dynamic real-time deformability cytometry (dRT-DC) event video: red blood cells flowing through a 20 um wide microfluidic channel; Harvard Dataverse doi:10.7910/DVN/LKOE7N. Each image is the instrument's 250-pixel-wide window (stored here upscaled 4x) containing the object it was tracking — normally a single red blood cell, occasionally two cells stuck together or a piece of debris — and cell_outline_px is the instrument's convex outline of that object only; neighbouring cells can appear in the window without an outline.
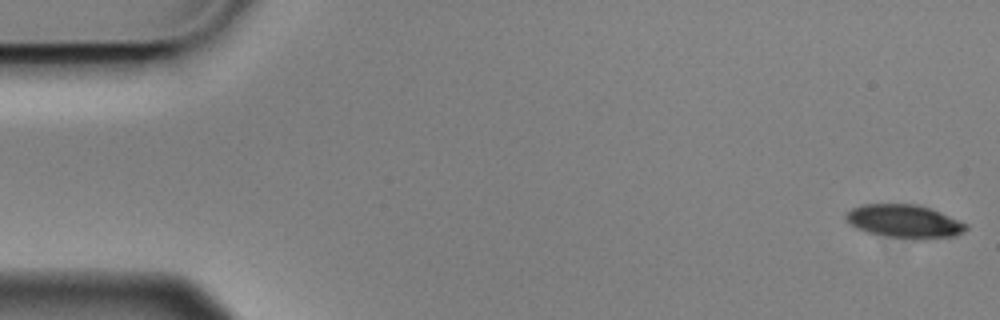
{"species": "Egyptian fruit bat (a non-hibernating species)", "species_latin": "Rousettus aegyptiacus", "temperature_condition": "cold", "stored_images_in_passage": 5, "camera_frame_rate_fps": 3000, "um_per_image_px": 0.085, "animal": {"sex": "male"}, "frame": {"image": 1, "passage_image": 1, "time_ms": 0.0, "image_size_px": [1000, 320], "cell_outline_px": [[968, 228], [964, 232], [956, 236], [912, 240], [868, 232], [856, 228], [844, 220], [844, 212], [860, 204], [916, 204], [940, 212], [968, 224]], "centroid_in_image_um": [76.84, 18.81], "position_along_channel_um": 8.2, "area_um2": 23.47}}
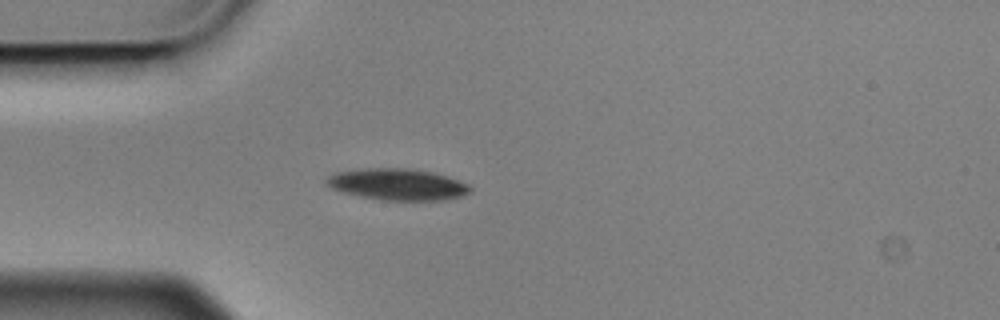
{"frame": {"image": 2, "passage_image": 5, "time_ms": 1.333, "image_size_px": [1000, 320], "cell_outline_px": [[472, 188], [468, 192], [460, 196], [440, 200], [384, 200], [360, 196], [344, 192], [332, 188], [324, 184], [324, 180], [328, 176], [336, 172], [356, 168], [412, 168], [432, 172], [448, 176], [468, 184]], "centroid_in_image_um": [33.74, 15.65], "position_along_channel_um": 51.3, "area_um2": 26.41}}